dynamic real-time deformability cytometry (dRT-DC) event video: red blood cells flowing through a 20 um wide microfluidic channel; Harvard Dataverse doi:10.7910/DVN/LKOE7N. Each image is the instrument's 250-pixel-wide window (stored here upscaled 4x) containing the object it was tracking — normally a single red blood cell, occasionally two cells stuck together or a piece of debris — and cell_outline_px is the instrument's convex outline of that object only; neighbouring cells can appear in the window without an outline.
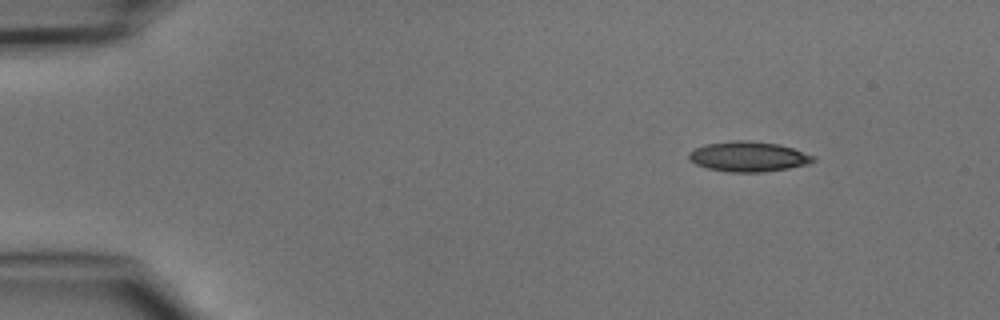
{"species": "common noctule bat (a hibernating species)", "species_latin": "Nyctalus noctula", "temperature_condition": "cold", "stored_images_in_passage": 42, "camera_frame_rate_fps": 3000, "um_per_image_px": 0.085, "animal": {"sex": "male", "body_mass_g": 15.6}, "frame": {"image": 1, "passage_image": 1, "time_ms": 0.0, "image_size_px": [1000, 320], "cell_outline_px": [[816, 160], [808, 164], [788, 168], [764, 172], [728, 172], [708, 168], [696, 164], [688, 160], [688, 152], [704, 144], [732, 140], [752, 140], [776, 144], [792, 148], [816, 156]], "centroid_in_image_um": [63.59, 13.3], "position_along_channel_um": 21.4, "area_um2": 21.96}}
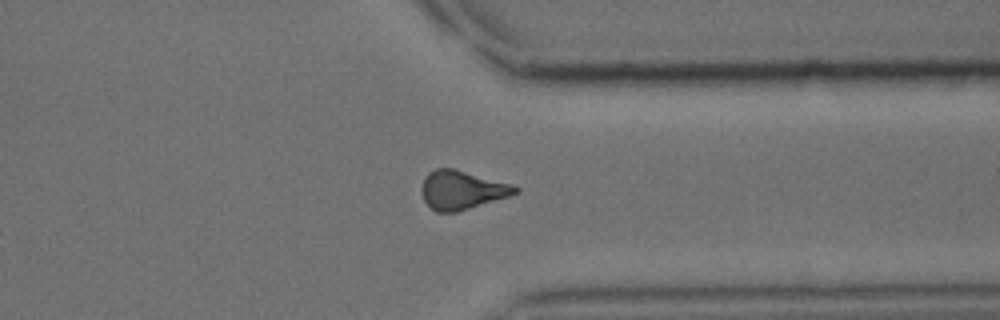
{"frame": {"image": 2, "passage_image": 32, "time_ms": 10.333, "image_size_px": [1000, 320], "cell_outline_px": [[520, 192], [508, 196], [456, 212], [436, 212], [424, 200], [420, 192], [420, 188], [428, 172], [436, 168], [452, 168], [512, 184], [520, 188]], "centroid_in_image_um": [39.24, 16.14], "position_along_channel_um": 372.2, "area_um2": 20.92}}
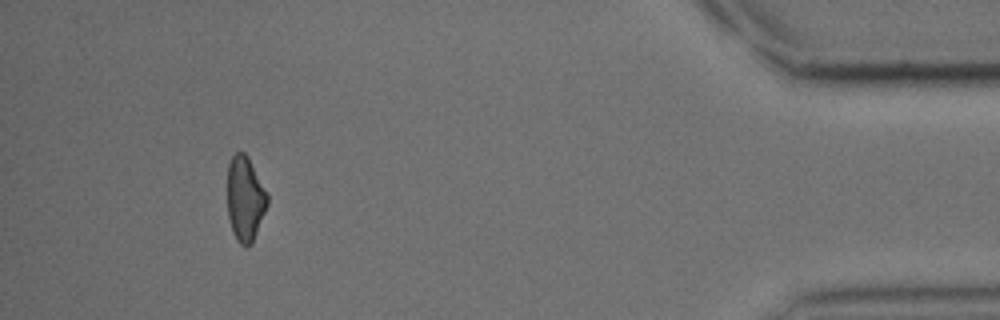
{"frame": {"image": 3, "passage_image": 39, "time_ms": 12.667, "image_size_px": [1000, 320], "cell_outline_px": [[268, 204], [252, 244], [240, 244], [236, 240], [232, 232], [228, 220], [228, 164], [232, 156], [236, 152], [244, 152], [248, 156], [268, 196]], "centroid_in_image_um": [20.82, 16.9], "position_along_channel_um": 414.4, "area_um2": 19.65}}